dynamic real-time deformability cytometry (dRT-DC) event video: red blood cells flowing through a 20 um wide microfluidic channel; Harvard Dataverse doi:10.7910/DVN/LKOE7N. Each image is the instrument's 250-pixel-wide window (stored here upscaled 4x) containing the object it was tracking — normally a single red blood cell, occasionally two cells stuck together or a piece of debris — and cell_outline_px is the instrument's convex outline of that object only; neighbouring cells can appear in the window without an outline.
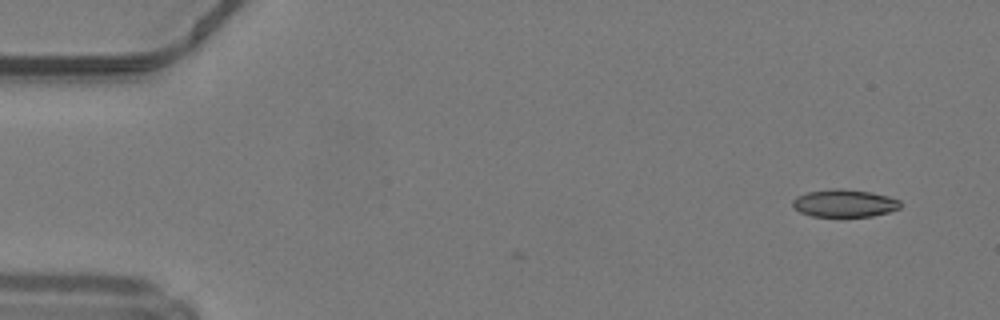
{"species": "common noctule bat (a hibernating species)", "species_latin": "Nyctalus noctula", "temperature_condition": "warm", "stored_images_in_passage": 4, "camera_frame_rate_fps": 3000, "um_per_image_px": 0.085, "animal": {"sex": "male", "body_mass_g": 19.2, "forearm_length_mm": 51.8}, "frame": {"image": 1, "passage_image": 4, "time_ms": 1.0, "image_size_px": [1000, 320], "cell_outline_px": [[900, 208], [888, 212], [872, 216], [812, 216], [800, 212], [792, 208], [792, 200], [796, 196], [808, 192], [832, 188], [840, 188], [872, 192], [888, 196], [900, 200]], "centroid_in_image_um": [71.75, 17.26], "position_along_channel_um": 13.3, "area_um2": 17.4}}